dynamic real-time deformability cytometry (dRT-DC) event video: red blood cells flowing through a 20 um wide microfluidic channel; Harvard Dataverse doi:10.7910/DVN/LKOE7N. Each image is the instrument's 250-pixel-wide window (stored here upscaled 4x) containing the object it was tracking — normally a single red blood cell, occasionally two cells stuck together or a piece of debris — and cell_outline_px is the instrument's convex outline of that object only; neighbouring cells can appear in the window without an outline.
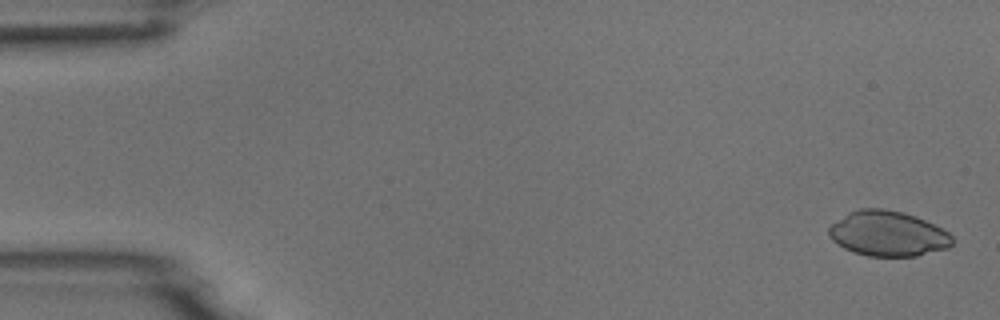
{"species": "common noctule bat (a hibernating species)", "species_latin": "Nyctalus noctula", "temperature_condition": "room temperature", "stored_images_in_passage": 5, "camera_frame_rate_fps": 3000, "um_per_image_px": 0.085, "animal": {"sex": "male", "body_mass_g": 18.8}, "frame": {"image": 1, "passage_image": 1, "time_ms": 0.0, "image_size_px": [1000, 320], "cell_outline_px": [[952, 244], [948, 248], [916, 256], [868, 256], [852, 252], [844, 248], [832, 240], [828, 236], [828, 228], [832, 224], [848, 212], [860, 208], [884, 208], [904, 212], [916, 216], [948, 232], [952, 236]], "centroid_in_image_um": [75.44, 19.85], "position_along_channel_um": 9.6, "area_um2": 32.54}}